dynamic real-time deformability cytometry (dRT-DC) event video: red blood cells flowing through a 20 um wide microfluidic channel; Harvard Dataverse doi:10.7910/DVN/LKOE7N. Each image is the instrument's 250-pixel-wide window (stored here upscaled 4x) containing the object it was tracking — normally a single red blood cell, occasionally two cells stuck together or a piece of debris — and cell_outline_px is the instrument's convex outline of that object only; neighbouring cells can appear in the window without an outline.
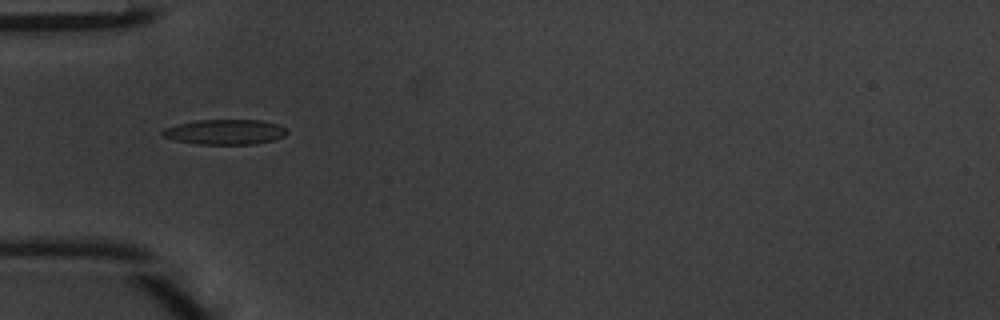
{"species": "common noctule bat (a hibernating species)", "species_latin": "Nyctalus noctula", "temperature_condition": "warm", "stored_images_in_passage": 11, "camera_frame_rate_fps": 3000, "um_per_image_px": 0.085, "animal": {"sex": "male", "body_mass_g": 20.1, "forearm_length_mm": 53.5}, "frame": {"image": 1, "passage_image": 1, "time_ms": 0.0, "image_size_px": [1000, 320], "cell_outline_px": [[288, 132], [284, 136], [272, 140], [252, 144], [196, 144], [176, 140], [164, 136], [160, 132], [164, 128], [176, 124], [196, 120], [260, 120], [276, 124], [288, 128]], "centroid_in_image_um": [19.12, 11.21], "position_along_channel_um": 65.9, "area_um2": 18.15}}
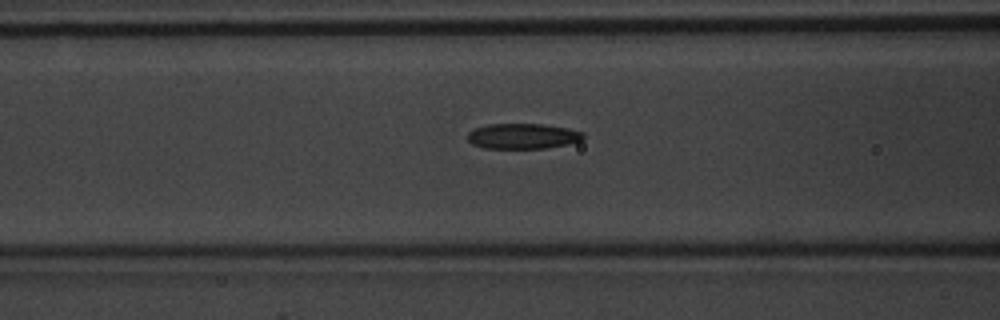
{"frame": {"image": 2, "passage_image": 5, "time_ms": 1.333, "image_size_px": [1000, 320], "cell_outline_px": [[584, 136], [580, 140], [568, 144], [544, 148], [484, 148], [472, 144], [468, 140], [468, 132], [476, 128], [488, 124], [540, 124], [568, 128], [584, 132]], "centroid_in_image_um": [44.43, 11.57], "position_along_channel_um": 122.2, "area_um2": 16.99}}
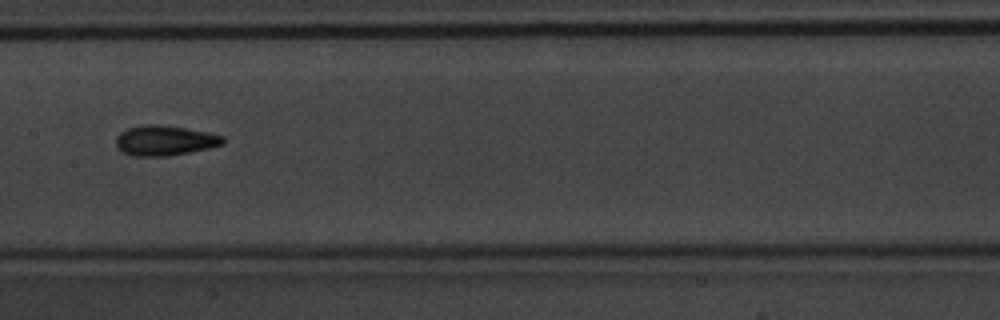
{"frame": {"image": 3, "passage_image": 10, "time_ms": 3.0, "image_size_px": [1000, 320], "cell_outline_px": [[224, 144], [208, 148], [168, 156], [132, 156], [120, 152], [116, 148], [116, 136], [120, 132], [128, 128], [144, 124], [160, 124], [208, 132], [224, 136]], "centroid_in_image_um": [13.96, 11.94], "position_along_channel_um": 193.4, "area_um2": 18.9}}